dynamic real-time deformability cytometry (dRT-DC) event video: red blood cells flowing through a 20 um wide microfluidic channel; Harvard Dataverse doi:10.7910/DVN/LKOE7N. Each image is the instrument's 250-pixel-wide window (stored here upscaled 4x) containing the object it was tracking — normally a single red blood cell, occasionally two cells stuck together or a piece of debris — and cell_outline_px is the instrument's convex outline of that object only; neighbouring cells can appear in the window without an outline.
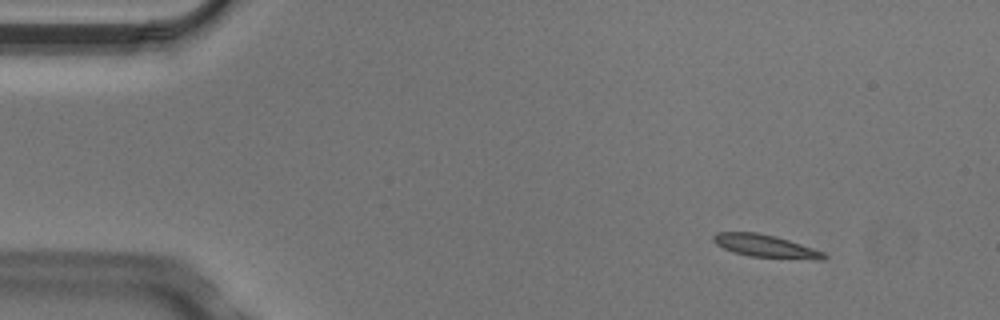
{"species": "Egyptian fruit bat (a non-hibernating species)", "species_latin": "Rousettus aegyptiacus", "temperature_condition": "cold", "stored_images_in_passage": 7, "camera_frame_rate_fps": 3000, "um_per_image_px": 0.085, "animal": {"sex": "male"}, "frame": {"image": 1, "passage_image": 1, "time_ms": 0.0, "image_size_px": [1000, 320], "cell_outline_px": [[828, 256], [824, 260], [816, 260], [748, 256], [732, 252], [716, 244], [712, 240], [712, 236], [716, 232], [756, 232], [776, 236], [824, 252]], "centroid_in_image_um": [65.06, 20.92], "position_along_channel_um": 19.9, "area_um2": 14.68}}
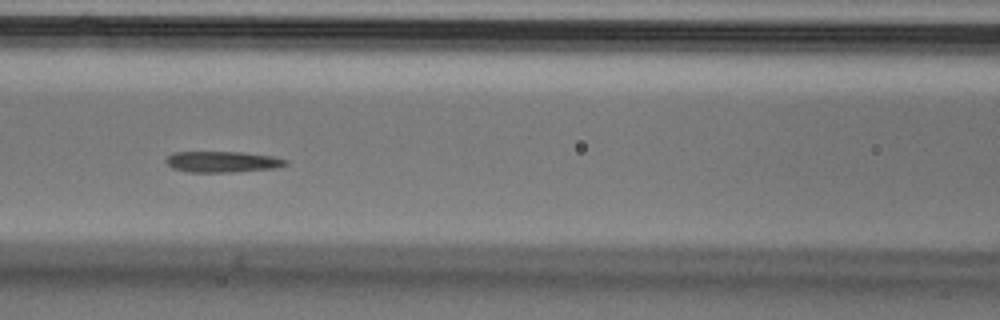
{"frame": {"image": 2, "passage_image": 6, "time_ms": 1.667, "image_size_px": [1000, 320], "cell_outline_px": [[288, 164], [276, 168], [232, 172], [188, 172], [172, 168], [164, 160], [172, 152], [244, 152], [272, 156], [288, 160]], "centroid_in_image_um": [18.91, 13.75], "position_along_channel_um": 147.7, "area_um2": 14.74}}
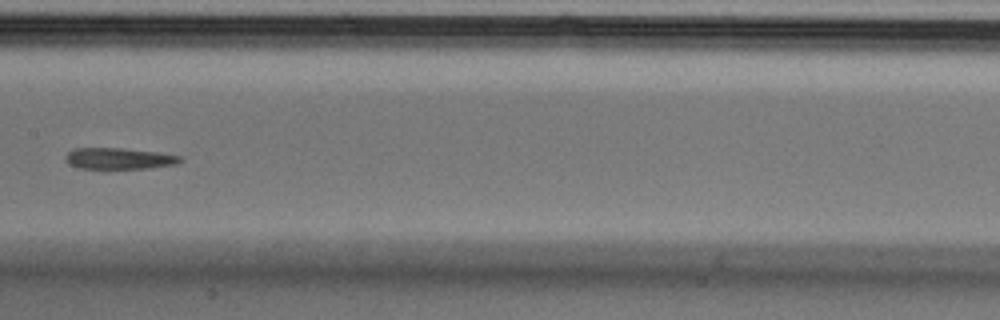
{"frame": {"image": 3, "passage_image": 7, "time_ms": 2.0, "image_size_px": [1000, 320], "cell_outline_px": [[184, 160], [176, 164], [148, 168], [108, 172], [80, 168], [68, 164], [64, 160], [64, 156], [68, 152], [76, 148], [120, 148], [160, 152], [180, 156]], "centroid_in_image_um": [10.07, 13.53], "position_along_channel_um": 197.3, "area_um2": 15.2}}